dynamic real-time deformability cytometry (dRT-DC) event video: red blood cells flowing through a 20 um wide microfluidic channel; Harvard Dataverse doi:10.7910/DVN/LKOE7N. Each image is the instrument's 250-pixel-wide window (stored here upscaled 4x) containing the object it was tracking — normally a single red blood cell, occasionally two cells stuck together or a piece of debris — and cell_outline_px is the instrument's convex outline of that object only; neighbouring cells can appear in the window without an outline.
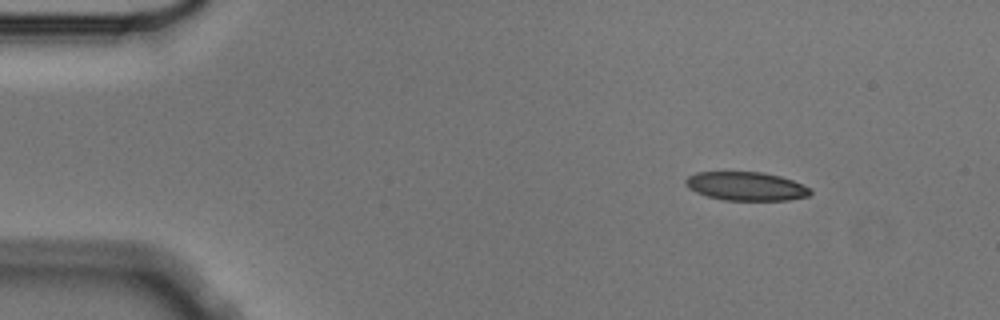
{"species": "Egyptian fruit bat (a non-hibernating species)", "species_latin": "Rousettus aegyptiacus", "temperature_condition": "cold", "stored_images_in_passage": 9, "camera_frame_rate_fps": 3000, "um_per_image_px": 0.085, "animal": {"sex": "male"}, "frame": {"image": 1, "passage_image": 1, "time_ms": 0.0, "image_size_px": [1000, 320], "cell_outline_px": [[812, 192], [808, 196], [788, 200], [724, 200], [708, 196], [696, 192], [688, 188], [684, 184], [684, 180], [688, 176], [696, 172], [764, 172], [780, 176], [792, 180], [812, 188]], "centroid_in_image_um": [63.41, 15.82], "position_along_channel_um": 21.6, "area_um2": 20.92}}
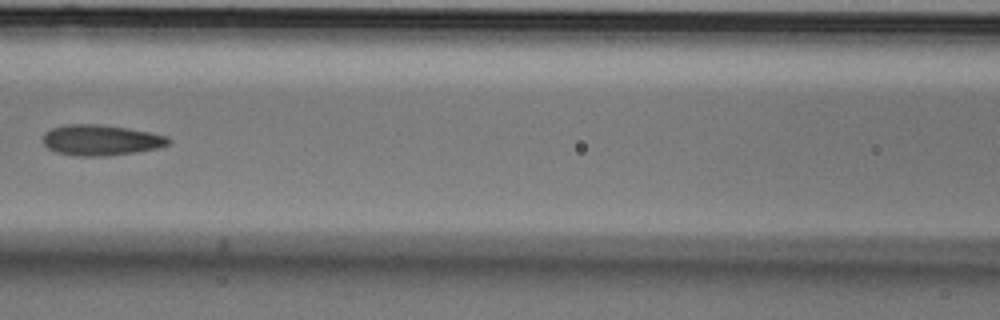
{"frame": {"image": 2, "passage_image": 6, "time_ms": 1.667, "image_size_px": [1000, 320], "cell_outline_px": [[172, 140], [168, 144], [160, 148], [136, 152], [108, 156], [76, 156], [56, 152], [48, 148], [44, 144], [44, 132], [52, 128], [64, 124], [100, 124], [128, 128], [168, 136]], "centroid_in_image_um": [8.59, 11.91], "position_along_channel_um": 158.0, "area_um2": 22.6}}
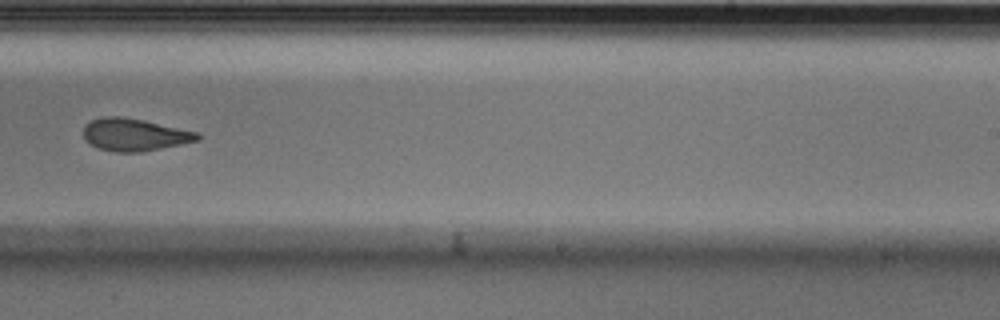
{"frame": {"image": 3, "passage_image": 9, "time_ms": 2.667, "image_size_px": [1000, 320], "cell_outline_px": [[200, 140], [140, 152], [116, 152], [100, 148], [92, 144], [84, 136], [84, 124], [92, 120], [108, 116], [120, 116], [144, 120], [200, 132]], "centroid_in_image_um": [11.48, 11.44], "position_along_channel_um": 277.5, "area_um2": 21.33}}